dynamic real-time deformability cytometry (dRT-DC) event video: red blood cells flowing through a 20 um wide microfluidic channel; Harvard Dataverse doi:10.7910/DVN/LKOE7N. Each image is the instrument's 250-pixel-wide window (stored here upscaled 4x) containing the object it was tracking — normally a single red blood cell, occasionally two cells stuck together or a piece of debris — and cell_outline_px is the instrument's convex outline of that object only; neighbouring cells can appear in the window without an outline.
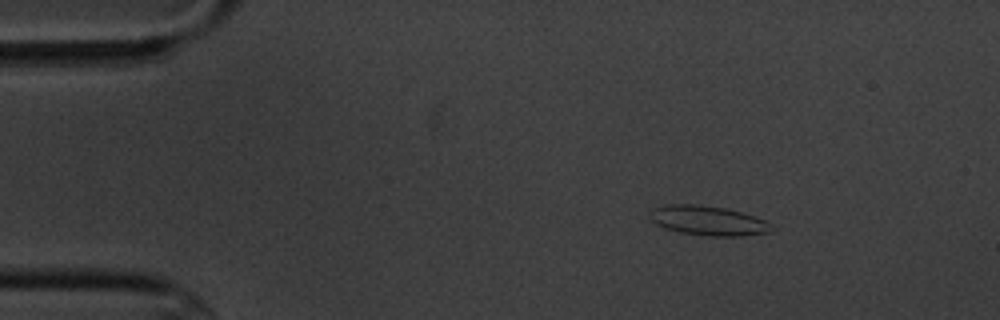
{"species": "common noctule bat (a hibernating species)", "species_latin": "Nyctalus noctula", "temperature_condition": "cold", "stored_images_in_passage": 16, "camera_frame_rate_fps": 3000, "um_per_image_px": 0.085, "animal": {"sex": "male", "body_mass_g": 20.1, "forearm_length_mm": 53.5}, "frame": {"image": 1, "passage_image": 2, "time_ms": 1.333, "image_size_px": [1000, 320], "cell_outline_px": [[776, 228], [768, 232], [740, 236], [704, 236], [680, 232], [664, 228], [656, 224], [648, 216], [652, 208], [664, 204], [692, 204], [724, 208], [740, 212], [764, 220]], "centroid_in_image_um": [60.13, 18.75], "position_along_channel_um": 24.9, "area_um2": 20.92}}
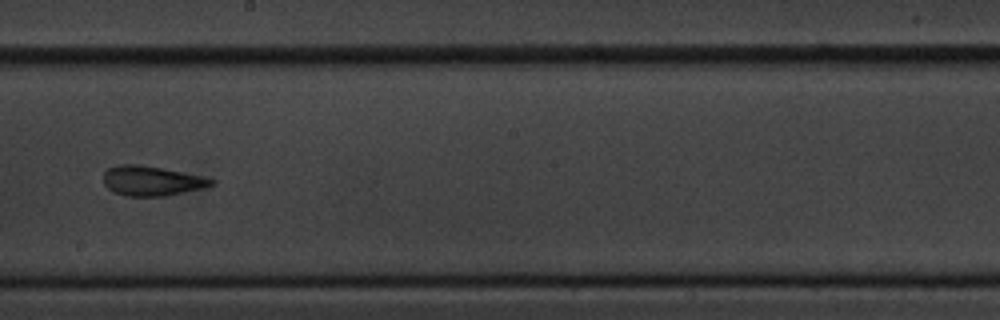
{"frame": {"image": 2, "passage_image": 9, "time_ms": 9.333, "image_size_px": [1000, 320], "cell_outline_px": [[216, 184], [204, 188], [164, 196], [128, 196], [116, 192], [108, 188], [104, 184], [104, 172], [108, 168], [116, 164], [140, 164], [200, 176], [216, 180]], "centroid_in_image_um": [12.89, 15.37], "position_along_channel_um": 235.3, "area_um2": 18.55}}
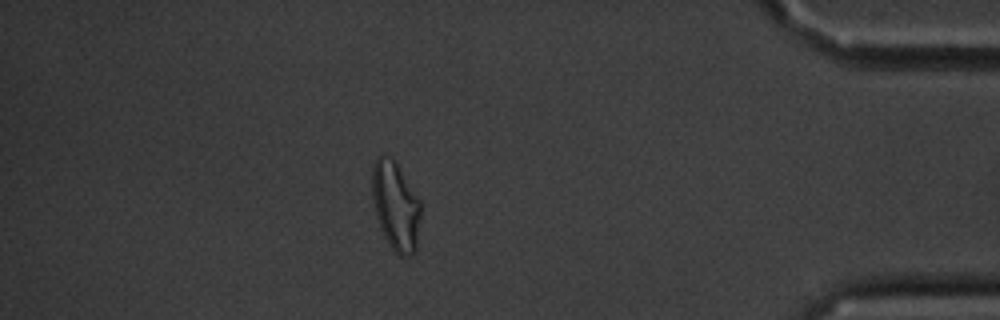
{"frame": {"image": 3, "passage_image": 14, "time_ms": 15.333, "image_size_px": [1000, 320], "cell_outline_px": [[420, 216], [416, 252], [408, 256], [400, 256], [392, 248], [384, 236], [380, 228], [372, 200], [372, 164], [384, 152], [392, 156], [420, 200]], "centroid_in_image_um": [33.62, 17.48], "position_along_channel_um": 401.6, "area_um2": 25.26}, "authors_computed_cell_mechanics": {"area_um2": 20.4034, "velocity_mm_per_s": 3.4556, "shape_relaxation_time_tau1_ms": null, "shape_relaxation_time_tau2_ms": 2.8905, "deformation_change_tau1": null, "deformation_change_tau2": 0.1264}}